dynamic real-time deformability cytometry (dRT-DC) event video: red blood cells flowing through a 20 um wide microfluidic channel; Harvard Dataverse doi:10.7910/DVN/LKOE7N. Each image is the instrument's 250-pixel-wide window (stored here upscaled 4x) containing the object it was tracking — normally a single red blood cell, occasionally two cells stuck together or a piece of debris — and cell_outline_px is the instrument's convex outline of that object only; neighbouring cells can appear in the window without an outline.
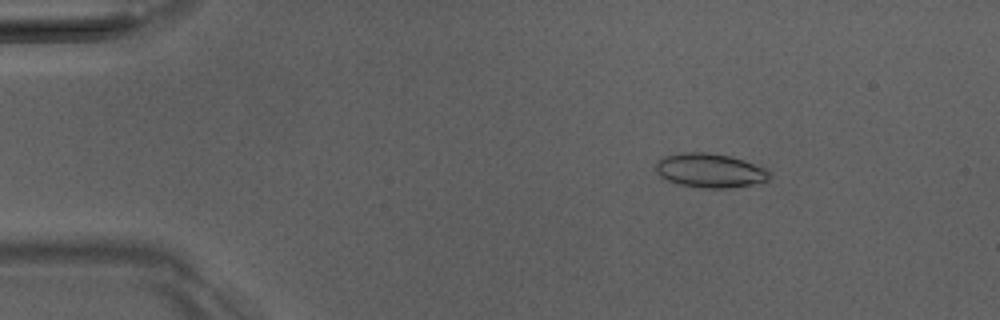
{"species": "Egyptian fruit bat (a non-hibernating species)", "species_latin": "Rousettus aegyptiacus", "temperature_condition": "room temperature", "stored_images_in_passage": 51, "camera_frame_rate_fps": 3000, "um_per_image_px": 0.085, "animal": {"sex": "male"}, "frame": {"image": 1, "passage_image": 8, "time_ms": 2.333, "image_size_px": [1000, 320], "cell_outline_px": [[768, 180], [752, 184], [732, 188], [700, 188], [680, 184], [668, 180], [660, 176], [656, 172], [656, 160], [664, 156], [684, 152], [708, 152], [728, 156], [744, 160], [768, 168]], "centroid_in_image_um": [60.33, 14.49], "position_along_channel_um": 24.7, "area_um2": 22.66}}
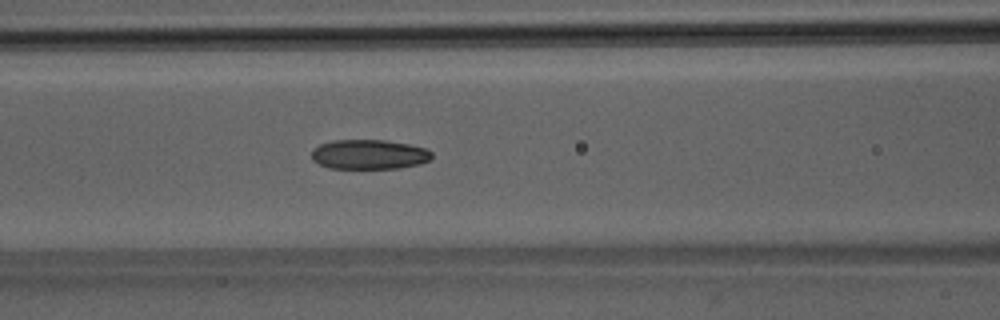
{"frame": {"image": 2, "passage_image": 22, "time_ms": 7.0, "image_size_px": [1000, 320], "cell_outline_px": [[432, 156], [428, 160], [420, 164], [400, 168], [328, 168], [312, 160], [312, 148], [320, 144], [332, 140], [384, 140], [408, 144], [428, 148], [432, 152]], "centroid_in_image_um": [31.37, 13.12], "position_along_channel_um": 135.2, "area_um2": 20.87}}
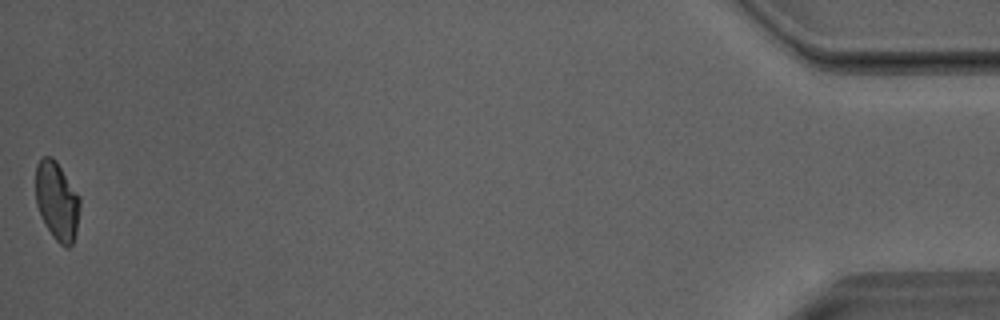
{"frame": {"image": 3, "passage_image": 51, "time_ms": 16.667, "image_size_px": [1000, 320], "cell_outline_px": [[80, 208], [76, 232], [72, 244], [68, 248], [64, 248], [52, 236], [40, 216], [36, 204], [36, 164], [40, 156], [52, 156], [56, 160], [80, 196]], "centroid_in_image_um": [4.84, 17.07], "position_along_channel_um": 430.4, "area_um2": 20.58}, "authors_computed_cell_mechanics": {"area_um2": 21.1548, "velocity_mm_per_s": 4.0594, "shape_relaxation_time_tau1_ms": 9.5134, "shape_relaxation_time_tau2_ms": 2.3348, "deformation_change_tau1": 0.1945, "deformation_change_tau2": 0.0815}}